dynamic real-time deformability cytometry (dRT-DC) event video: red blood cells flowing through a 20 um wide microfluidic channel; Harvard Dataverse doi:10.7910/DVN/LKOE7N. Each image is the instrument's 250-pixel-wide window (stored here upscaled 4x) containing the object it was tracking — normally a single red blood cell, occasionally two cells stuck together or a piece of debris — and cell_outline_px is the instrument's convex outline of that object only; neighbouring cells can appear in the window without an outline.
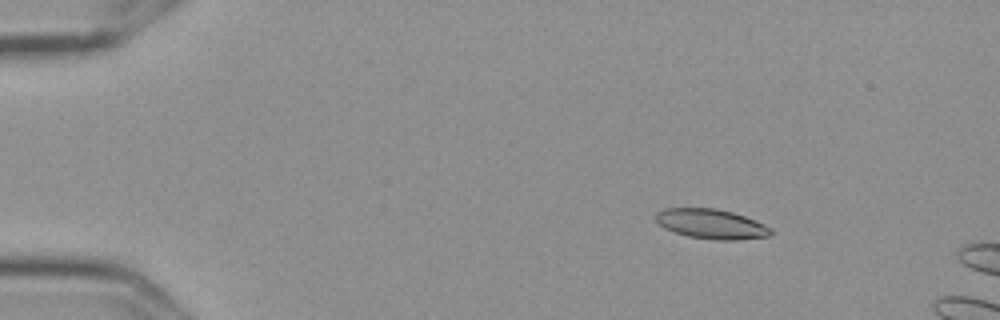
{"species": "Egyptian fruit bat (a non-hibernating species)", "species_latin": "Rousettus aegyptiacus", "temperature_condition": "cold", "stored_images_in_passage": 4, "camera_frame_rate_fps": 3000, "um_per_image_px": 0.085, "frame": {"image": 1, "passage_image": 3, "time_ms": 0.667, "image_size_px": [1000, 320], "cell_outline_px": [[772, 232], [768, 236], [736, 240], [716, 240], [688, 236], [664, 228], [656, 220], [656, 212], [664, 208], [716, 208], [732, 212], [744, 216], [764, 224], [772, 228]], "centroid_in_image_um": [60.46, 19.03], "position_along_channel_um": 24.5, "area_um2": 19.83}}